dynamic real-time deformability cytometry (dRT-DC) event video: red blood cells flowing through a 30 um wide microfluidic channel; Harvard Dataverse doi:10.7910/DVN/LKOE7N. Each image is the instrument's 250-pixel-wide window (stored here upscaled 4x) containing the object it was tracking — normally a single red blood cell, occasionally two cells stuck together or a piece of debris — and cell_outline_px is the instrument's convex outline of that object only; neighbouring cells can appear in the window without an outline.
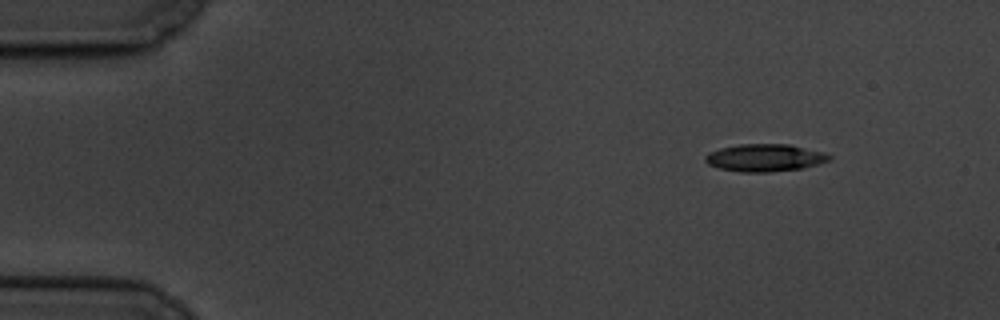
{"species": "common noctule bat (a hibernating species)", "species_latin": "Nyctalus noctula", "temperature_condition": "cold", "stored_images_in_passage": 14, "camera_frame_rate_fps": 3000, "um_per_image_px": 0.085, "animal": {"sex": "male", "body_mass_g": 19.5, "forearm_length_mm": 54.6}, "frame": {"image": 1, "passage_image": 1, "time_ms": 0.0, "image_size_px": [1000, 320], "cell_outline_px": [[832, 156], [828, 160], [804, 168], [768, 172], [740, 172], [720, 168], [708, 164], [704, 160], [704, 156], [708, 152], [720, 148], [740, 144], [788, 144], [824, 152]], "centroid_in_image_um": [64.98, 13.4], "position_along_channel_um": 20.0, "area_um2": 19.77}}
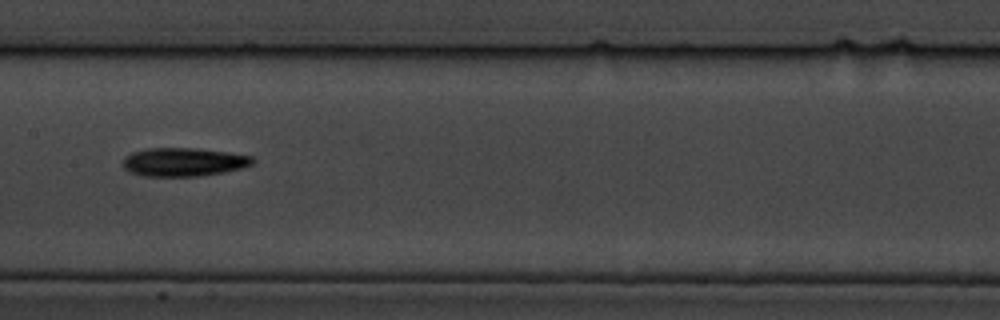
{"frame": {"image": 2, "passage_image": 7, "time_ms": 7.667, "image_size_px": [1000, 320], "cell_outline_px": [[256, 160], [252, 164], [240, 168], [224, 172], [200, 176], [144, 176], [128, 172], [124, 168], [124, 156], [132, 152], [148, 148], [196, 148], [228, 152], [252, 156]], "centroid_in_image_um": [15.6, 13.77], "position_along_channel_um": 191.8, "area_um2": 21.62}}
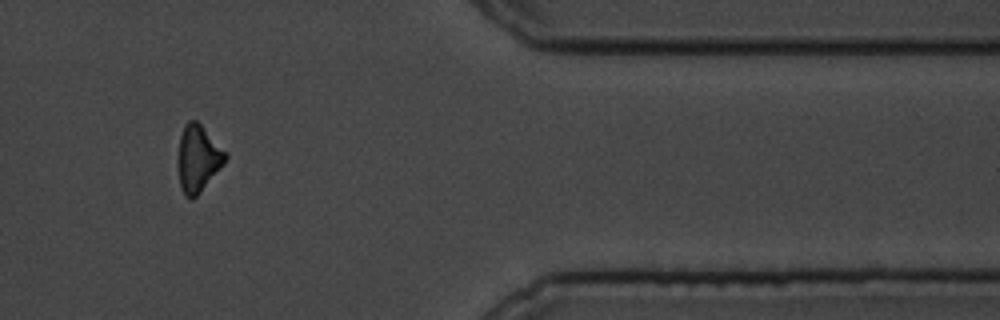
{"frame": {"image": 3, "passage_image": 12, "time_ms": 14.333, "image_size_px": [1000, 320], "cell_outline_px": [[228, 156], [224, 164], [196, 196], [192, 200], [188, 200], [184, 196], [180, 188], [180, 136], [184, 124], [188, 120], [196, 120], [228, 152]], "centroid_in_image_um": [16.87, 13.47], "position_along_channel_um": 394.5, "area_um2": 18.15}, "authors_computed_cell_mechanics": {"area_um2": 19.7387, "velocity_mm_per_s": 3.4252, "shape_relaxation_time_tau1_ms": 4.7693, "shape_relaxation_time_tau2_ms": null, "deformation_change_tau1": 0.1341, "deformation_change_tau2": null}}